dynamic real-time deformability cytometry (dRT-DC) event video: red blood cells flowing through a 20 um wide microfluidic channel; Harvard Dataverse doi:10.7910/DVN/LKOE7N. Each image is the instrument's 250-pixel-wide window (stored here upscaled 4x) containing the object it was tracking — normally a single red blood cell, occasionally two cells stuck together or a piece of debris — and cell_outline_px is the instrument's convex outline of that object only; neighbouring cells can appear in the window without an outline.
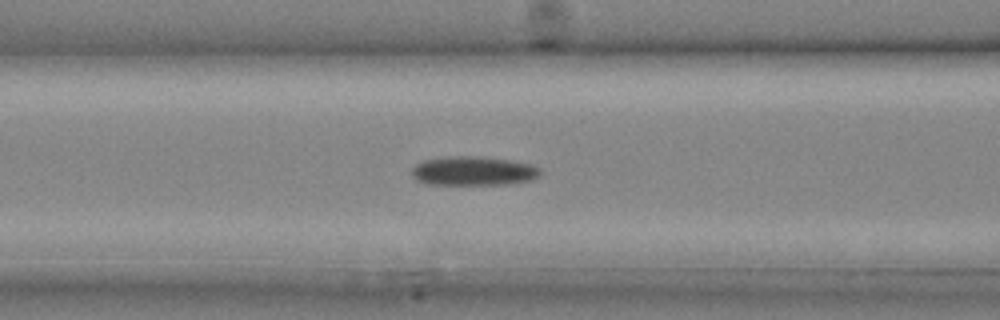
{"species": "common noctule bat (a hibernating species)", "species_latin": "Nyctalus noctula", "temperature_condition": "cold", "stored_images_in_passage": 8, "camera_frame_rate_fps": 3000, "um_per_image_px": 0.085, "animal": {"sex": "male", "body_mass_g": 20.4}, "frame": {"image": 1, "passage_image": 5, "time_ms": 1.333, "image_size_px": [1000, 320], "cell_outline_px": [[540, 176], [532, 180], [508, 184], [428, 184], [416, 180], [412, 176], [412, 168], [416, 164], [424, 160], [448, 156], [472, 156], [508, 160], [528, 164], [540, 168]], "centroid_in_image_um": [40.21, 14.54], "position_along_channel_um": 126.4, "area_um2": 21.62}}
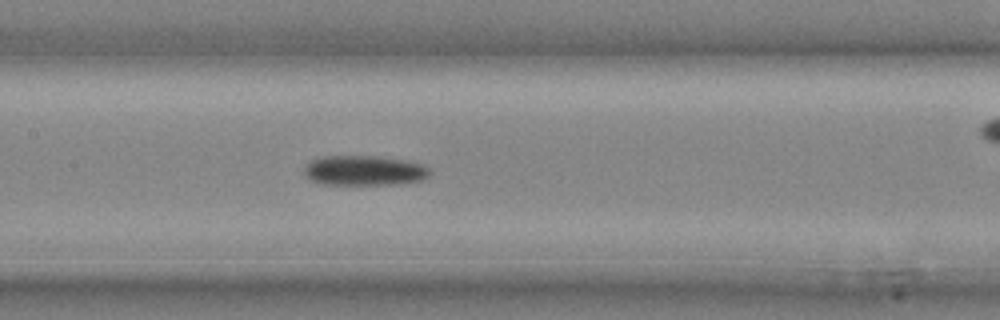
{"frame": {"image": 2, "passage_image": 7, "time_ms": 2.0, "image_size_px": [1000, 320], "cell_outline_px": [[428, 176], [420, 180], [396, 184], [324, 184], [312, 180], [304, 172], [304, 168], [312, 160], [320, 156], [376, 156], [404, 160], [420, 164], [428, 168]], "centroid_in_image_um": [30.93, 14.49], "position_along_channel_um": 176.5, "area_um2": 21.5}}